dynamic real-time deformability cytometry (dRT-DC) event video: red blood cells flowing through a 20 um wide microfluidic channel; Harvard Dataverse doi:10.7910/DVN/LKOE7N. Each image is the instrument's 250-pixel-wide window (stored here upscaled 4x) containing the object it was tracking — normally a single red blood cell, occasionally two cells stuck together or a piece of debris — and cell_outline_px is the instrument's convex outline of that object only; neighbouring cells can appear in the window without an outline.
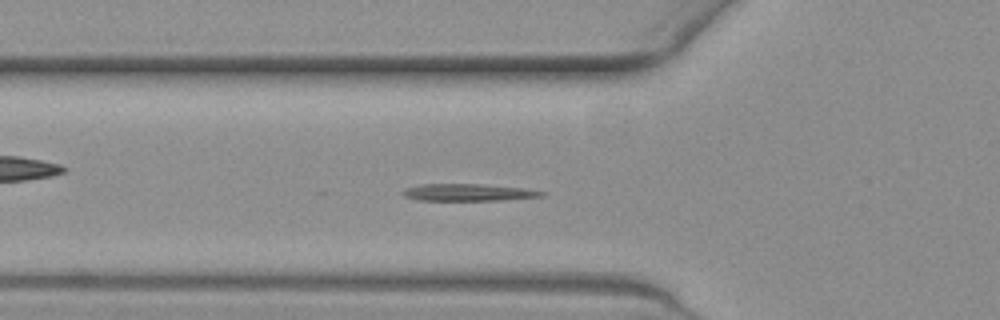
{"species": "common noctule bat (a hibernating species)", "species_latin": "Nyctalus noctula", "temperature_condition": "warm", "stored_images_in_passage": 54, "segment_of_instrument_passage": [1, 2], "camera_frame_rate_fps": 3000, "um_per_image_px": 0.085, "animal": {"sex": "female", "body_mass_g": 19.3, "forearm_length_mm": 54.1}, "frame": {"image": 1, "passage_image": 17, "time_ms": 5.333, "image_size_px": [1000, 320], "cell_outline_px": [[544, 196], [500, 200], [420, 200], [404, 196], [400, 192], [408, 188], [420, 184], [480, 184], [520, 188], [544, 192]], "centroid_in_image_um": [39.74, 16.35], "position_along_channel_um": 86.1, "area_um2": 13.47}}
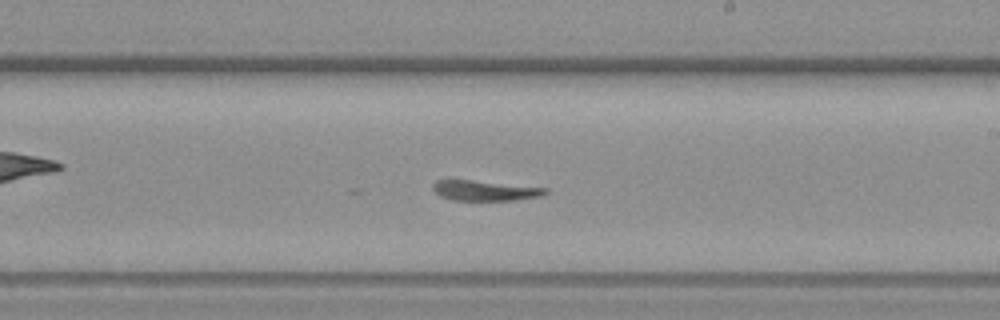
{"frame": {"image": 2, "passage_image": 30, "time_ms": 9.667, "image_size_px": [1000, 320], "cell_outline_px": [[548, 192], [544, 196], [516, 200], [452, 200], [440, 196], [432, 188], [432, 184], [436, 180], [472, 180], [548, 188]], "centroid_in_image_um": [41.25, 16.2], "position_along_channel_um": 247.8, "area_um2": 13.29}}
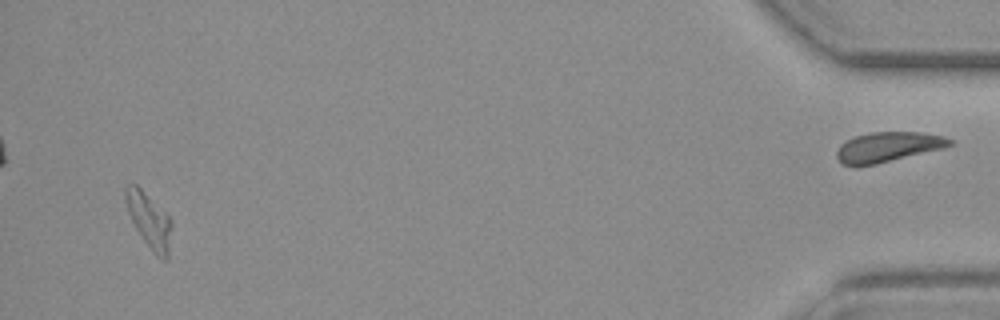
{"frame": {"image": 3, "passage_image": 51, "time_ms": 16.667, "image_size_px": [1000, 320], "cell_outline_px": [[172, 228], [168, 260], [160, 260], [156, 256], [144, 240], [136, 228], [128, 212], [124, 196], [124, 188], [128, 184], [136, 184], [172, 220]], "centroid_in_image_um": [12.69, 18.77], "position_along_channel_um": 422.5, "area_um2": 14.62}}